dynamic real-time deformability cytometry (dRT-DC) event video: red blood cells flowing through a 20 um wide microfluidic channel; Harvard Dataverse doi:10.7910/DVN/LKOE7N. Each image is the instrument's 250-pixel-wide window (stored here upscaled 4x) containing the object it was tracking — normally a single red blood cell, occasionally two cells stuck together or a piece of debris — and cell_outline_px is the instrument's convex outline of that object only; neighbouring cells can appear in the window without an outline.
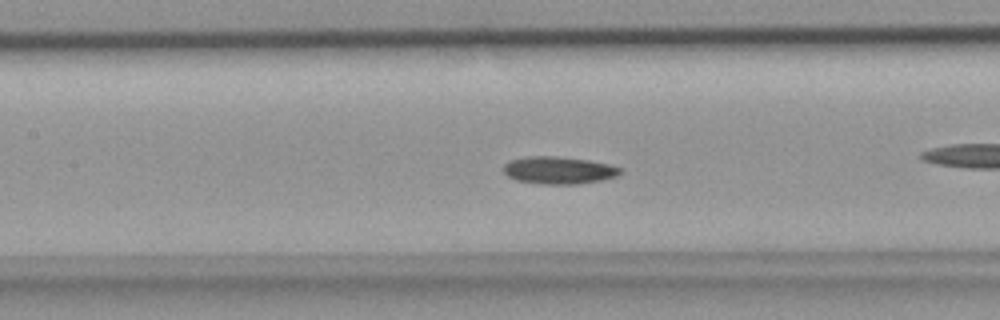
{"species": "common noctule bat (a hibernating species)", "species_latin": "Nyctalus noctula", "temperature_condition": "room temperature", "stored_images_in_passage": 29, "camera_frame_rate_fps": 3000, "um_per_image_px": 0.085, "animal": {"sex": "female", "body_mass_g": 18.4}, "frame": {"image": 1, "passage_image": 9, "time_ms": 2.667, "image_size_px": [1000, 320], "cell_outline_px": [[624, 172], [616, 176], [600, 180], [576, 184], [544, 184], [516, 180], [508, 176], [504, 172], [504, 164], [508, 160], [528, 156], [556, 156], [588, 160], [608, 164], [624, 168]], "centroid_in_image_um": [47.5, 14.46], "position_along_channel_um": 159.9, "area_um2": 18.67}}